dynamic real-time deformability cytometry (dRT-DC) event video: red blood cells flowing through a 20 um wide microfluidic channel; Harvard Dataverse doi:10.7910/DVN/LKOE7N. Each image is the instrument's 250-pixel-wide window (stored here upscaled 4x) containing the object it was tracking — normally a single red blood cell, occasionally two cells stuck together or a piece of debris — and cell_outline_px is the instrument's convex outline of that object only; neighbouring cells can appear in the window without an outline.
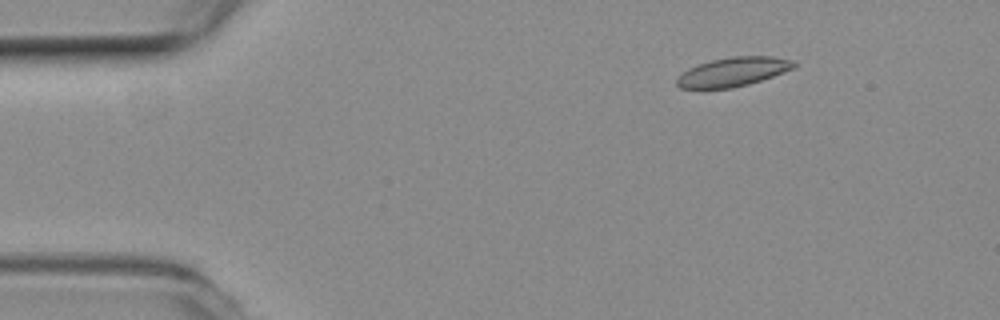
{"species": "common noctule bat (a hibernating species)", "species_latin": "Nyctalus noctula", "temperature_condition": "room temperature", "stored_images_in_passage": 3, "camera_frame_rate_fps": 3000, "um_per_image_px": 0.085, "animal": {"sex": "female", "body_mass_g": 19.3, "forearm_length_mm": 54.1}, "frame": {"image": 1, "passage_image": 1, "time_ms": 0.0, "image_size_px": [1000, 320], "cell_outline_px": [[796, 64], [792, 68], [784, 72], [748, 84], [732, 88], [704, 92], [680, 88], [676, 84], [676, 76], [688, 68], [712, 60], [732, 56], [772, 56], [796, 60]], "centroid_in_image_um": [62.21, 6.15], "position_along_channel_um": 22.8, "area_um2": 20.52}}